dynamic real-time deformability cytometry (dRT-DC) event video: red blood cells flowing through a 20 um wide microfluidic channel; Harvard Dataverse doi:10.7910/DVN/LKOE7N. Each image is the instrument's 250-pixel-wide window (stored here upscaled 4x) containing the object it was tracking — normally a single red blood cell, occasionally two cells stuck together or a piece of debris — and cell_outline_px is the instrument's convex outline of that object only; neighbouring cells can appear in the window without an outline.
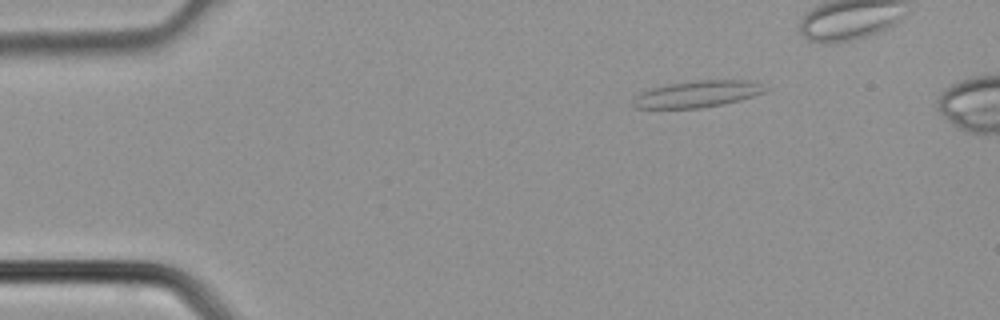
{"species": "common noctule bat (a hibernating species)", "species_latin": "Nyctalus noctula", "temperature_condition": "cold", "stored_images_in_passage": 4, "camera_frame_rate_fps": 3000, "um_per_image_px": 0.085, "animal": {"sex": "male", "body_mass_g": 21.5, "forearm_length_mm": 52.0}, "frame": {"image": 1, "passage_image": 2, "time_ms": 0.333, "image_size_px": [1000, 320], "cell_outline_px": [[768, 88], [764, 92], [740, 100], [724, 104], [700, 108], [632, 108], [632, 104], [636, 96], [640, 92], [652, 88], [668, 84], [696, 80], [748, 80], [760, 84]], "centroid_in_image_um": [59.26, 7.99], "position_along_channel_um": 25.7, "area_um2": 20.4}}